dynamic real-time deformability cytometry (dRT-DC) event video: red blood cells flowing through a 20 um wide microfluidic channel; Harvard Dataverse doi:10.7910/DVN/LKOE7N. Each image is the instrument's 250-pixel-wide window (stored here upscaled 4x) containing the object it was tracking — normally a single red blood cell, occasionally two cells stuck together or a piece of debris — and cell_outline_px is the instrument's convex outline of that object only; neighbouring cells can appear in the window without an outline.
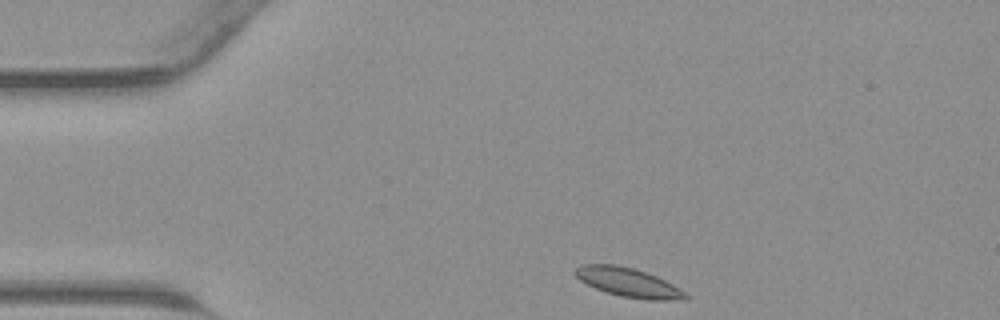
{"species": "common noctule bat (a hibernating species)", "species_latin": "Nyctalus noctula", "temperature_condition": "warm", "stored_images_in_passage": 30, "camera_frame_rate_fps": 3000, "um_per_image_px": 0.085, "animal": {"sex": "male", "body_mass_g": 23.1, "forearm_length_mm": 52.7}, "frame": {"image": 1, "passage_image": 1, "time_ms": 0.0, "image_size_px": [1000, 320], "cell_outline_px": [[688, 300], [648, 300], [620, 296], [596, 288], [580, 280], [572, 272], [580, 264], [616, 264], [632, 268], [656, 276], [672, 284], [684, 292], [688, 296]], "centroid_in_image_um": [53.39, 24.0], "position_along_channel_um": 31.6, "area_um2": 18.5}}
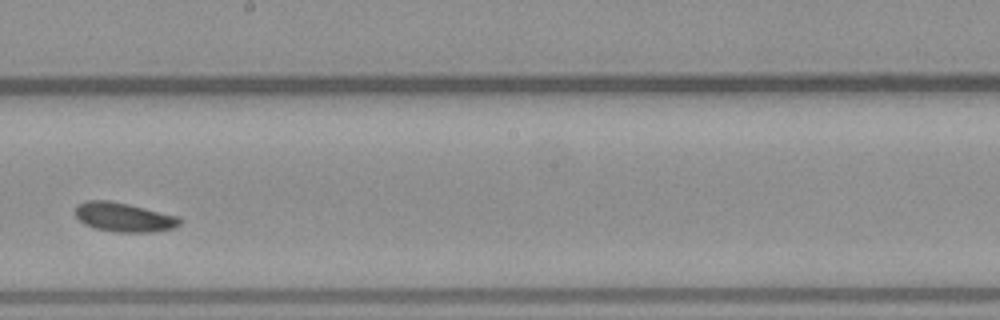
{"frame": {"image": 2, "passage_image": 18, "time_ms": 5.667, "image_size_px": [1000, 320], "cell_outline_px": [[184, 220], [180, 224], [172, 228], [152, 232], [116, 232], [96, 228], [84, 224], [76, 216], [76, 204], [88, 200], [108, 200], [128, 204], [180, 216]], "centroid_in_image_um": [10.56, 18.45], "position_along_channel_um": 237.6, "area_um2": 17.8}}
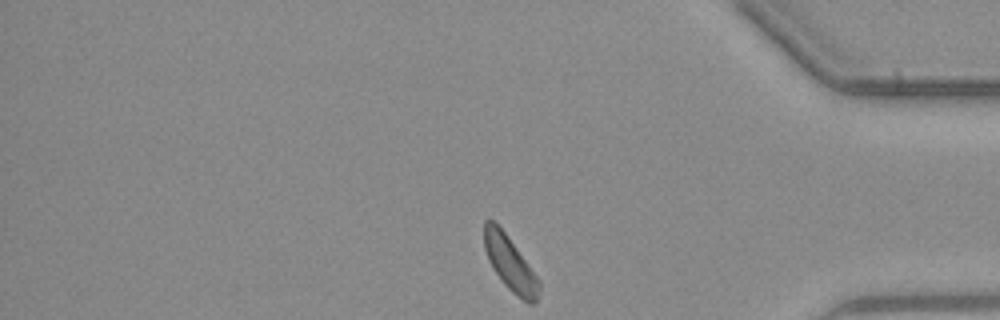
{"frame": {"image": 3, "passage_image": 30, "time_ms": 9.667, "image_size_px": [1000, 320], "cell_outline_px": [[540, 288], [536, 304], [528, 304], [512, 292], [504, 284], [488, 260], [484, 248], [484, 220], [492, 220], [504, 232], [540, 280]], "centroid_in_image_um": [43.37, 22.45], "position_along_channel_um": 391.8, "area_um2": 17.11}}